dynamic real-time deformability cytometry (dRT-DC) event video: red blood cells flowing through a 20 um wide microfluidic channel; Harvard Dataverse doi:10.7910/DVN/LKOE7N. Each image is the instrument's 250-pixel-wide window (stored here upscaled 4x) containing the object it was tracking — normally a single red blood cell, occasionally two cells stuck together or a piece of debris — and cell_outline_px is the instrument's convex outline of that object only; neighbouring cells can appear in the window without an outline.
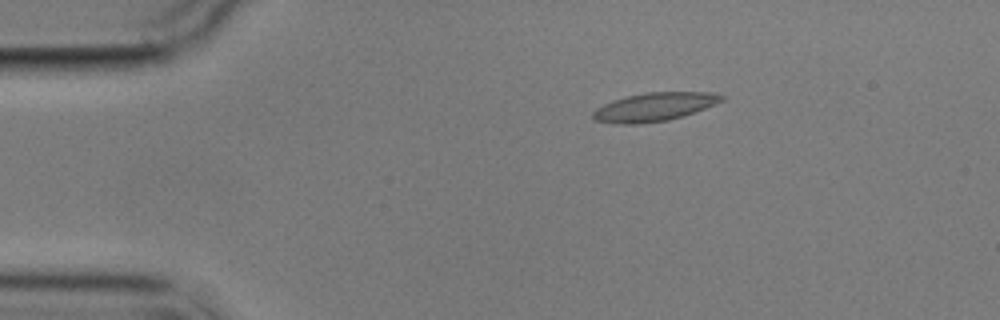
{"species": "common noctule bat (a hibernating species)", "species_latin": "Nyctalus noctula", "temperature_condition": "cold", "stored_images_in_passage": 4, "camera_frame_rate_fps": 3000, "um_per_image_px": 0.085, "animal": {"sex": "male", "body_mass_g": 17.9}, "frame": {"image": 1, "passage_image": 3, "time_ms": 2.333, "image_size_px": [1000, 320], "cell_outline_px": [[728, 96], [724, 100], [716, 104], [684, 116], [668, 120], [636, 124], [616, 124], [596, 120], [592, 116], [592, 112], [596, 108], [612, 100], [628, 96], [648, 92], [716, 92]], "centroid_in_image_um": [55.67, 9.08], "position_along_channel_um": 29.3, "area_um2": 21.5}}